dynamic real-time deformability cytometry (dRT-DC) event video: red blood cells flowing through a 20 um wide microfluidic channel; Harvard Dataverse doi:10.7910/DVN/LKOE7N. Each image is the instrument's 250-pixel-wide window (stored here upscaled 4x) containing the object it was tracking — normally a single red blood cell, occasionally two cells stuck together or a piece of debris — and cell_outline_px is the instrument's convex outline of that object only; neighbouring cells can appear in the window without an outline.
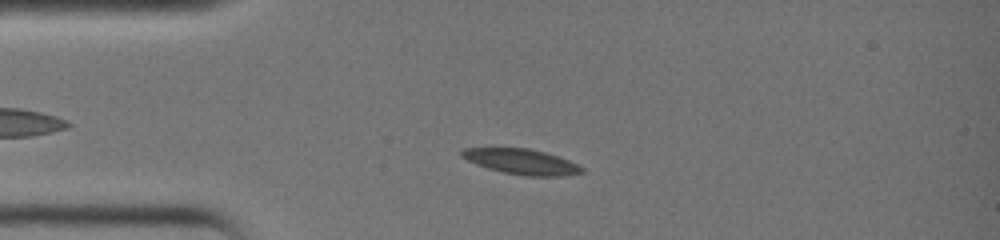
{"species": "common noctule bat (a hibernating species)", "species_latin": "Nyctalus noctula", "temperature_condition": "warm", "stored_images_in_passage": 35, "camera_frame_rate_fps": 3000, "um_per_image_px": 0.085, "animal": {"sex": "female", "body_mass_g": 19.0, "forearm_length_mm": 51.5}, "frame": {"image": 1, "passage_image": 8, "time_ms": 2.333, "image_size_px": [1000, 240], "cell_outline_px": [[584, 172], [564, 176], [524, 176], [504, 172], [488, 168], [476, 164], [460, 156], [460, 152], [464, 148], [528, 148], [544, 152], [568, 160], [584, 168]], "centroid_in_image_um": [44.32, 13.74], "position_along_channel_um": 40.7, "area_um2": 17.57}}
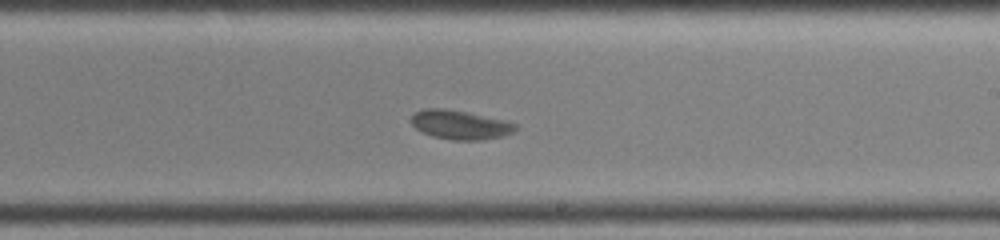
{"frame": {"image": 2, "passage_image": 22, "time_ms": 7.0, "image_size_px": [1000, 240], "cell_outline_px": [[520, 128], [504, 136], [480, 140], [452, 140], [432, 136], [416, 128], [408, 120], [416, 112], [424, 108], [444, 108], [468, 112], [504, 120], [516, 124]], "centroid_in_image_um": [39.11, 10.6], "position_along_channel_um": 249.9, "area_um2": 17.74}}
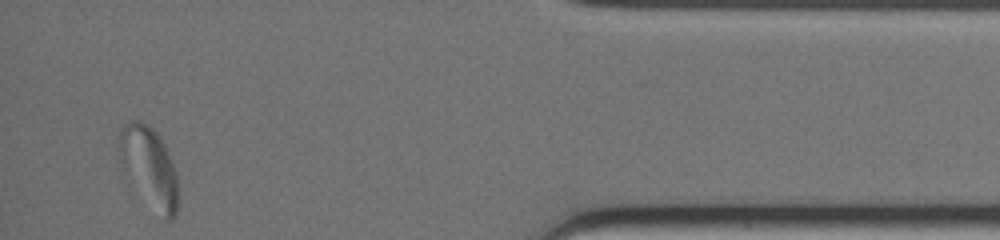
{"frame": {"image": 3, "passage_image": 35, "time_ms": 11.333, "image_size_px": [1000, 240], "cell_outline_px": [[176, 212], [172, 220], [164, 220], [120, 164], [116, 144], [120, 128], [128, 120], [140, 120], [152, 128], [156, 132], [164, 144], [172, 160], [176, 172]], "centroid_in_image_um": [12.64, 14.08], "position_along_channel_um": 422.6, "area_um2": 26.88}}